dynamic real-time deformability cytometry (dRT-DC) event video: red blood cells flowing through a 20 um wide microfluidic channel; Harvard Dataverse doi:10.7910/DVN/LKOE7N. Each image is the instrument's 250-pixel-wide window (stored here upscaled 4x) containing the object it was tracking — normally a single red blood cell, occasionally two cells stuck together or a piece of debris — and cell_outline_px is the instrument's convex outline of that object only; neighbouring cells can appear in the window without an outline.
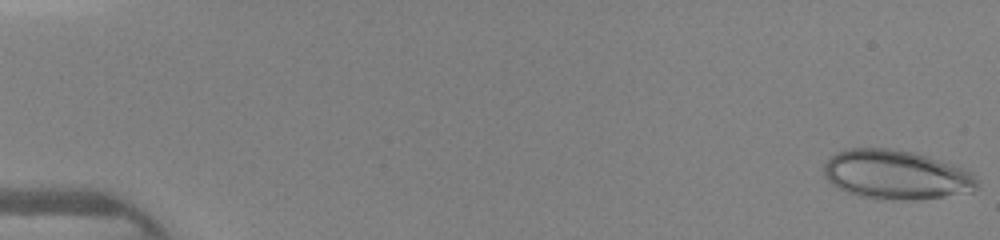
{"species": "human", "species_latin": "Homo sapiens", "temperature_condition": "warm", "stored_images_in_passage": 46, "camera_frame_rate_fps": 3000, "um_per_image_px": 0.085, "donor": {"sex": "female"}, "frame": {"image": 1, "passage_image": 1, "time_ms": 0.0, "image_size_px": [1000, 240], "cell_outline_px": [[980, 188], [972, 192], [916, 200], [900, 200], [860, 196], [836, 188], [824, 176], [824, 164], [836, 152], [848, 148], [888, 148], [912, 152], [928, 156], [964, 168], [972, 172], [980, 180]], "centroid_in_image_um": [76.23, 14.85], "position_along_channel_um": 8.8, "area_um2": 44.27}}
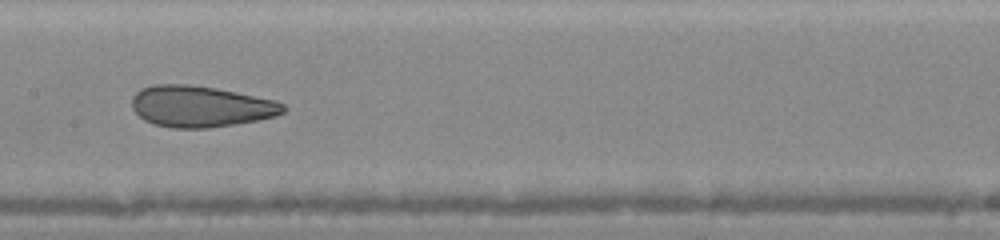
{"frame": {"image": 2, "passage_image": 24, "time_ms": 7.667, "image_size_px": [1000, 240], "cell_outline_px": [[288, 108], [284, 112], [276, 116], [256, 120], [208, 128], [172, 128], [152, 124], [144, 120], [132, 108], [132, 96], [140, 88], [152, 84], [188, 84], [216, 88], [276, 100], [284, 104]], "centroid_in_image_um": [17.03, 9.04], "position_along_channel_um": 190.4, "area_um2": 36.53}}
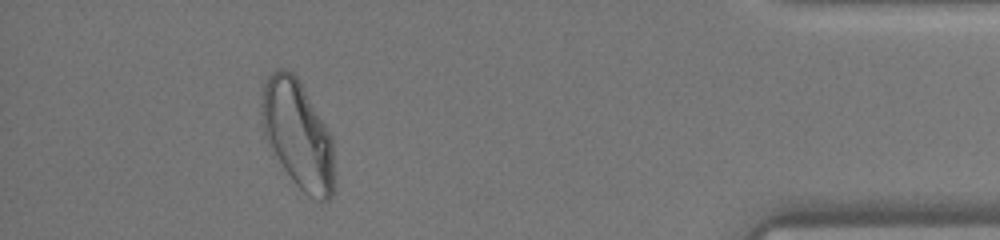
{"frame": {"image": 3, "passage_image": 42, "time_ms": 13.667, "image_size_px": [1000, 240], "cell_outline_px": [[336, 188], [332, 196], [328, 200], [320, 200], [308, 196], [292, 180], [284, 168], [264, 136], [260, 120], [260, 92], [268, 76], [276, 68], [284, 68], [292, 72], [296, 76], [332, 136]], "centroid_in_image_um": [25.31, 11.43], "position_along_channel_um": 409.9, "area_um2": 46.07}}